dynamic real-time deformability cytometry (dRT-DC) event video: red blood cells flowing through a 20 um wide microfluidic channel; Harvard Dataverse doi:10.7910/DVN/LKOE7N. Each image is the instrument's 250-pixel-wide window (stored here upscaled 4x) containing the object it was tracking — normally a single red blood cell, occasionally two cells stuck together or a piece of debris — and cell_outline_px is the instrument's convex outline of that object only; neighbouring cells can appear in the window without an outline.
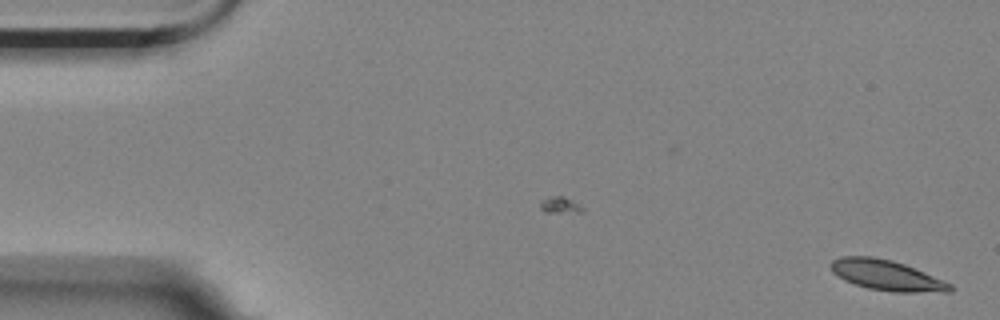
{"species": "Egyptian fruit bat (a non-hibernating species)", "species_latin": "Rousettus aegyptiacus", "temperature_condition": "room temperature", "stored_images_in_passage": 17, "camera_frame_rate_fps": 3000, "um_per_image_px": 0.085, "animal": {"sex": "female"}, "frame": {"image": 1, "passage_image": 1, "time_ms": 0.0, "image_size_px": [1000, 320], "cell_outline_px": [[952, 292], [892, 292], [868, 288], [844, 280], [832, 272], [828, 264], [832, 260], [840, 256], [872, 256], [892, 260], [904, 264], [944, 280], [952, 284]], "centroid_in_image_um": [75.34, 23.39], "position_along_channel_um": 9.7, "area_um2": 21.21}}
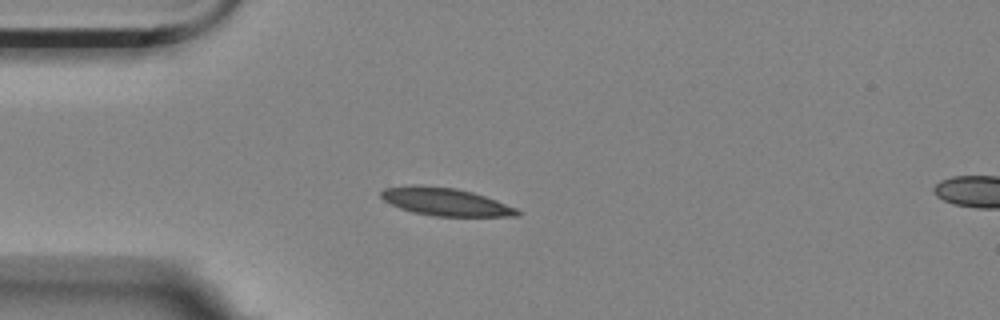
{"frame": {"image": 2, "passage_image": 14, "time_ms": 4.333, "image_size_px": [1000, 320], "cell_outline_px": [[520, 216], [432, 216], [412, 212], [400, 208], [384, 200], [380, 196], [380, 192], [384, 188], [408, 184], [420, 184], [456, 188], [472, 192], [496, 200], [516, 208], [520, 212]], "centroid_in_image_um": [37.81, 17.14], "position_along_channel_um": 47.2, "area_um2": 22.2}}